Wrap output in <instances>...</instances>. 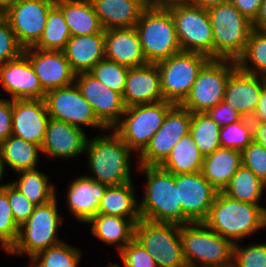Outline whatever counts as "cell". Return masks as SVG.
Instances as JSON below:
<instances>
[{
    "instance_id": "6da1fadb",
    "label": "cell",
    "mask_w": 266,
    "mask_h": 267,
    "mask_svg": "<svg viewBox=\"0 0 266 267\" xmlns=\"http://www.w3.org/2000/svg\"><path fill=\"white\" fill-rule=\"evenodd\" d=\"M146 173L145 193L139 203L141 219L158 223L188 225L191 223L178 203V187L175 186V174L160 166L137 165Z\"/></svg>"
},
{
    "instance_id": "7a4b0ae2",
    "label": "cell",
    "mask_w": 266,
    "mask_h": 267,
    "mask_svg": "<svg viewBox=\"0 0 266 267\" xmlns=\"http://www.w3.org/2000/svg\"><path fill=\"white\" fill-rule=\"evenodd\" d=\"M204 223L233 244L266 228V208L234 200L218 192Z\"/></svg>"
},
{
    "instance_id": "3957f363",
    "label": "cell",
    "mask_w": 266,
    "mask_h": 267,
    "mask_svg": "<svg viewBox=\"0 0 266 267\" xmlns=\"http://www.w3.org/2000/svg\"><path fill=\"white\" fill-rule=\"evenodd\" d=\"M85 152L95 182L106 186L121 185L132 181L130 175V153L132 150L113 131L88 139Z\"/></svg>"
},
{
    "instance_id": "277c9868",
    "label": "cell",
    "mask_w": 266,
    "mask_h": 267,
    "mask_svg": "<svg viewBox=\"0 0 266 267\" xmlns=\"http://www.w3.org/2000/svg\"><path fill=\"white\" fill-rule=\"evenodd\" d=\"M187 267H232L234 244L204 222L180 225Z\"/></svg>"
},
{
    "instance_id": "5b68a950",
    "label": "cell",
    "mask_w": 266,
    "mask_h": 267,
    "mask_svg": "<svg viewBox=\"0 0 266 267\" xmlns=\"http://www.w3.org/2000/svg\"><path fill=\"white\" fill-rule=\"evenodd\" d=\"M213 30V59L235 60L244 53L252 22L231 3L208 9Z\"/></svg>"
},
{
    "instance_id": "8992f818",
    "label": "cell",
    "mask_w": 266,
    "mask_h": 267,
    "mask_svg": "<svg viewBox=\"0 0 266 267\" xmlns=\"http://www.w3.org/2000/svg\"><path fill=\"white\" fill-rule=\"evenodd\" d=\"M148 63H157L182 51L175 22L166 7L147 6L135 26Z\"/></svg>"
},
{
    "instance_id": "52a82bcc",
    "label": "cell",
    "mask_w": 266,
    "mask_h": 267,
    "mask_svg": "<svg viewBox=\"0 0 266 267\" xmlns=\"http://www.w3.org/2000/svg\"><path fill=\"white\" fill-rule=\"evenodd\" d=\"M175 104L159 101L125 108L121 120L112 128L128 147L139 155L163 125L168 111Z\"/></svg>"
},
{
    "instance_id": "ba28073f",
    "label": "cell",
    "mask_w": 266,
    "mask_h": 267,
    "mask_svg": "<svg viewBox=\"0 0 266 267\" xmlns=\"http://www.w3.org/2000/svg\"><path fill=\"white\" fill-rule=\"evenodd\" d=\"M56 199L35 206L28 220L20 226L18 240L8 253L20 256L26 253L31 258L62 242L56 237L58 225L63 223Z\"/></svg>"
},
{
    "instance_id": "9c48e42d",
    "label": "cell",
    "mask_w": 266,
    "mask_h": 267,
    "mask_svg": "<svg viewBox=\"0 0 266 267\" xmlns=\"http://www.w3.org/2000/svg\"><path fill=\"white\" fill-rule=\"evenodd\" d=\"M237 62L209 59L197 74L186 99L180 104L191 113H206L224 100L225 88Z\"/></svg>"
},
{
    "instance_id": "30bf717a",
    "label": "cell",
    "mask_w": 266,
    "mask_h": 267,
    "mask_svg": "<svg viewBox=\"0 0 266 267\" xmlns=\"http://www.w3.org/2000/svg\"><path fill=\"white\" fill-rule=\"evenodd\" d=\"M171 12L182 51L213 59V30L208 10L187 3L166 6Z\"/></svg>"
},
{
    "instance_id": "8fae6325",
    "label": "cell",
    "mask_w": 266,
    "mask_h": 267,
    "mask_svg": "<svg viewBox=\"0 0 266 267\" xmlns=\"http://www.w3.org/2000/svg\"><path fill=\"white\" fill-rule=\"evenodd\" d=\"M134 238L156 261L157 267H187L180 237V225L140 219Z\"/></svg>"
},
{
    "instance_id": "7c38bea8",
    "label": "cell",
    "mask_w": 266,
    "mask_h": 267,
    "mask_svg": "<svg viewBox=\"0 0 266 267\" xmlns=\"http://www.w3.org/2000/svg\"><path fill=\"white\" fill-rule=\"evenodd\" d=\"M209 58L200 53L180 51L156 63L163 99L180 105L188 96L197 74Z\"/></svg>"
},
{
    "instance_id": "4fadbf2b",
    "label": "cell",
    "mask_w": 266,
    "mask_h": 267,
    "mask_svg": "<svg viewBox=\"0 0 266 267\" xmlns=\"http://www.w3.org/2000/svg\"><path fill=\"white\" fill-rule=\"evenodd\" d=\"M45 103L49 117L81 128L80 125L108 130L96 117L89 102L74 83L46 92Z\"/></svg>"
},
{
    "instance_id": "5bb4252c",
    "label": "cell",
    "mask_w": 266,
    "mask_h": 267,
    "mask_svg": "<svg viewBox=\"0 0 266 267\" xmlns=\"http://www.w3.org/2000/svg\"><path fill=\"white\" fill-rule=\"evenodd\" d=\"M55 3L56 0H15L2 14L24 49L33 47L39 41L48 12Z\"/></svg>"
},
{
    "instance_id": "9a60e30c",
    "label": "cell",
    "mask_w": 266,
    "mask_h": 267,
    "mask_svg": "<svg viewBox=\"0 0 266 267\" xmlns=\"http://www.w3.org/2000/svg\"><path fill=\"white\" fill-rule=\"evenodd\" d=\"M192 113L175 104L167 113L163 125L153 135L149 145L138 156V165L160 166L177 142L189 133Z\"/></svg>"
},
{
    "instance_id": "2e32d148",
    "label": "cell",
    "mask_w": 266,
    "mask_h": 267,
    "mask_svg": "<svg viewBox=\"0 0 266 267\" xmlns=\"http://www.w3.org/2000/svg\"><path fill=\"white\" fill-rule=\"evenodd\" d=\"M178 203L191 223L204 222L218 191L204 178L201 171L175 175Z\"/></svg>"
},
{
    "instance_id": "e0dca14e",
    "label": "cell",
    "mask_w": 266,
    "mask_h": 267,
    "mask_svg": "<svg viewBox=\"0 0 266 267\" xmlns=\"http://www.w3.org/2000/svg\"><path fill=\"white\" fill-rule=\"evenodd\" d=\"M75 84L91 105L98 120L108 130L121 120L126 107L120 93L104 86L88 72L76 74Z\"/></svg>"
},
{
    "instance_id": "ac0fdd59",
    "label": "cell",
    "mask_w": 266,
    "mask_h": 267,
    "mask_svg": "<svg viewBox=\"0 0 266 267\" xmlns=\"http://www.w3.org/2000/svg\"><path fill=\"white\" fill-rule=\"evenodd\" d=\"M39 82L45 92L75 83L76 73L72 70L63 51L25 48Z\"/></svg>"
},
{
    "instance_id": "d6986e66",
    "label": "cell",
    "mask_w": 266,
    "mask_h": 267,
    "mask_svg": "<svg viewBox=\"0 0 266 267\" xmlns=\"http://www.w3.org/2000/svg\"><path fill=\"white\" fill-rule=\"evenodd\" d=\"M0 86L12 100L44 99L46 95L24 53L0 66Z\"/></svg>"
},
{
    "instance_id": "ffe728a7",
    "label": "cell",
    "mask_w": 266,
    "mask_h": 267,
    "mask_svg": "<svg viewBox=\"0 0 266 267\" xmlns=\"http://www.w3.org/2000/svg\"><path fill=\"white\" fill-rule=\"evenodd\" d=\"M49 115L44 99L12 100V135L41 147Z\"/></svg>"
},
{
    "instance_id": "44dd1931",
    "label": "cell",
    "mask_w": 266,
    "mask_h": 267,
    "mask_svg": "<svg viewBox=\"0 0 266 267\" xmlns=\"http://www.w3.org/2000/svg\"><path fill=\"white\" fill-rule=\"evenodd\" d=\"M83 130L50 117L41 152L51 158H75L86 150L88 138Z\"/></svg>"
},
{
    "instance_id": "7402d4cb",
    "label": "cell",
    "mask_w": 266,
    "mask_h": 267,
    "mask_svg": "<svg viewBox=\"0 0 266 267\" xmlns=\"http://www.w3.org/2000/svg\"><path fill=\"white\" fill-rule=\"evenodd\" d=\"M122 99L126 108L164 100L160 74L155 63L128 69Z\"/></svg>"
},
{
    "instance_id": "603a6c76",
    "label": "cell",
    "mask_w": 266,
    "mask_h": 267,
    "mask_svg": "<svg viewBox=\"0 0 266 267\" xmlns=\"http://www.w3.org/2000/svg\"><path fill=\"white\" fill-rule=\"evenodd\" d=\"M263 77L242 71H232L225 88L224 101L246 118H251L264 87Z\"/></svg>"
},
{
    "instance_id": "cb8c5ba5",
    "label": "cell",
    "mask_w": 266,
    "mask_h": 267,
    "mask_svg": "<svg viewBox=\"0 0 266 267\" xmlns=\"http://www.w3.org/2000/svg\"><path fill=\"white\" fill-rule=\"evenodd\" d=\"M105 31V58L128 68L147 64L135 27Z\"/></svg>"
},
{
    "instance_id": "d4e9b609",
    "label": "cell",
    "mask_w": 266,
    "mask_h": 267,
    "mask_svg": "<svg viewBox=\"0 0 266 267\" xmlns=\"http://www.w3.org/2000/svg\"><path fill=\"white\" fill-rule=\"evenodd\" d=\"M106 187L87 176L71 182L67 191V207L79 222L87 223L97 214Z\"/></svg>"
},
{
    "instance_id": "484cf974",
    "label": "cell",
    "mask_w": 266,
    "mask_h": 267,
    "mask_svg": "<svg viewBox=\"0 0 266 267\" xmlns=\"http://www.w3.org/2000/svg\"><path fill=\"white\" fill-rule=\"evenodd\" d=\"M62 51L76 74L89 72L105 58V31L91 35L71 36Z\"/></svg>"
},
{
    "instance_id": "4316f807",
    "label": "cell",
    "mask_w": 266,
    "mask_h": 267,
    "mask_svg": "<svg viewBox=\"0 0 266 267\" xmlns=\"http://www.w3.org/2000/svg\"><path fill=\"white\" fill-rule=\"evenodd\" d=\"M90 1L104 30L135 27L147 7L144 0Z\"/></svg>"
},
{
    "instance_id": "83f0119b",
    "label": "cell",
    "mask_w": 266,
    "mask_h": 267,
    "mask_svg": "<svg viewBox=\"0 0 266 267\" xmlns=\"http://www.w3.org/2000/svg\"><path fill=\"white\" fill-rule=\"evenodd\" d=\"M241 165L242 152L220 147L204 157L201 173L218 192H222Z\"/></svg>"
},
{
    "instance_id": "f1b7e54d",
    "label": "cell",
    "mask_w": 266,
    "mask_h": 267,
    "mask_svg": "<svg viewBox=\"0 0 266 267\" xmlns=\"http://www.w3.org/2000/svg\"><path fill=\"white\" fill-rule=\"evenodd\" d=\"M140 219L96 214L86 224H92L91 232L107 245H117L120 252L135 236V224Z\"/></svg>"
},
{
    "instance_id": "f546056e",
    "label": "cell",
    "mask_w": 266,
    "mask_h": 267,
    "mask_svg": "<svg viewBox=\"0 0 266 267\" xmlns=\"http://www.w3.org/2000/svg\"><path fill=\"white\" fill-rule=\"evenodd\" d=\"M71 36L101 33L104 29L90 0H56Z\"/></svg>"
},
{
    "instance_id": "4dcf8cb0",
    "label": "cell",
    "mask_w": 266,
    "mask_h": 267,
    "mask_svg": "<svg viewBox=\"0 0 266 267\" xmlns=\"http://www.w3.org/2000/svg\"><path fill=\"white\" fill-rule=\"evenodd\" d=\"M97 213L129 219H141L139 203L137 202L132 181L121 185L107 186Z\"/></svg>"
},
{
    "instance_id": "1f68e13d",
    "label": "cell",
    "mask_w": 266,
    "mask_h": 267,
    "mask_svg": "<svg viewBox=\"0 0 266 267\" xmlns=\"http://www.w3.org/2000/svg\"><path fill=\"white\" fill-rule=\"evenodd\" d=\"M39 152H41L39 145L14 135H10L0 143V154L4 167L9 166L15 172L36 169Z\"/></svg>"
},
{
    "instance_id": "d6a6232c",
    "label": "cell",
    "mask_w": 266,
    "mask_h": 267,
    "mask_svg": "<svg viewBox=\"0 0 266 267\" xmlns=\"http://www.w3.org/2000/svg\"><path fill=\"white\" fill-rule=\"evenodd\" d=\"M204 156L196 146L190 133L183 136L172 148L161 168L172 174L196 173L201 171Z\"/></svg>"
},
{
    "instance_id": "836d02e7",
    "label": "cell",
    "mask_w": 266,
    "mask_h": 267,
    "mask_svg": "<svg viewBox=\"0 0 266 267\" xmlns=\"http://www.w3.org/2000/svg\"><path fill=\"white\" fill-rule=\"evenodd\" d=\"M266 184L243 164L222 191L226 196L249 204H259Z\"/></svg>"
},
{
    "instance_id": "e575fe53",
    "label": "cell",
    "mask_w": 266,
    "mask_h": 267,
    "mask_svg": "<svg viewBox=\"0 0 266 267\" xmlns=\"http://www.w3.org/2000/svg\"><path fill=\"white\" fill-rule=\"evenodd\" d=\"M19 180L10 182L36 206L46 204L56 197V188L49 184L48 176L37 169L19 171Z\"/></svg>"
},
{
    "instance_id": "d590c367",
    "label": "cell",
    "mask_w": 266,
    "mask_h": 267,
    "mask_svg": "<svg viewBox=\"0 0 266 267\" xmlns=\"http://www.w3.org/2000/svg\"><path fill=\"white\" fill-rule=\"evenodd\" d=\"M71 37L62 11L54 5L48 12L45 28L33 46L41 50L62 51Z\"/></svg>"
},
{
    "instance_id": "8d00e7d4",
    "label": "cell",
    "mask_w": 266,
    "mask_h": 267,
    "mask_svg": "<svg viewBox=\"0 0 266 267\" xmlns=\"http://www.w3.org/2000/svg\"><path fill=\"white\" fill-rule=\"evenodd\" d=\"M236 62L242 71L259 77L266 76V30L251 31L246 49Z\"/></svg>"
},
{
    "instance_id": "74e56055",
    "label": "cell",
    "mask_w": 266,
    "mask_h": 267,
    "mask_svg": "<svg viewBox=\"0 0 266 267\" xmlns=\"http://www.w3.org/2000/svg\"><path fill=\"white\" fill-rule=\"evenodd\" d=\"M220 128L207 113H192L189 133L204 157L221 147Z\"/></svg>"
},
{
    "instance_id": "f35d334b",
    "label": "cell",
    "mask_w": 266,
    "mask_h": 267,
    "mask_svg": "<svg viewBox=\"0 0 266 267\" xmlns=\"http://www.w3.org/2000/svg\"><path fill=\"white\" fill-rule=\"evenodd\" d=\"M60 242L30 258L29 267H77L80 261V249Z\"/></svg>"
},
{
    "instance_id": "ab89813d",
    "label": "cell",
    "mask_w": 266,
    "mask_h": 267,
    "mask_svg": "<svg viewBox=\"0 0 266 267\" xmlns=\"http://www.w3.org/2000/svg\"><path fill=\"white\" fill-rule=\"evenodd\" d=\"M221 147L242 152L253 141V123L250 118L228 124L220 128Z\"/></svg>"
},
{
    "instance_id": "60d3db41",
    "label": "cell",
    "mask_w": 266,
    "mask_h": 267,
    "mask_svg": "<svg viewBox=\"0 0 266 267\" xmlns=\"http://www.w3.org/2000/svg\"><path fill=\"white\" fill-rule=\"evenodd\" d=\"M128 67L106 58L99 61L88 73L104 86L123 95Z\"/></svg>"
},
{
    "instance_id": "b9f144b4",
    "label": "cell",
    "mask_w": 266,
    "mask_h": 267,
    "mask_svg": "<svg viewBox=\"0 0 266 267\" xmlns=\"http://www.w3.org/2000/svg\"><path fill=\"white\" fill-rule=\"evenodd\" d=\"M20 227L16 224L7 193L0 190V243L9 252L18 240Z\"/></svg>"
},
{
    "instance_id": "7bdbcfd3",
    "label": "cell",
    "mask_w": 266,
    "mask_h": 267,
    "mask_svg": "<svg viewBox=\"0 0 266 267\" xmlns=\"http://www.w3.org/2000/svg\"><path fill=\"white\" fill-rule=\"evenodd\" d=\"M232 267H266V243L250 244L247 247L235 243Z\"/></svg>"
},
{
    "instance_id": "ee69618b",
    "label": "cell",
    "mask_w": 266,
    "mask_h": 267,
    "mask_svg": "<svg viewBox=\"0 0 266 267\" xmlns=\"http://www.w3.org/2000/svg\"><path fill=\"white\" fill-rule=\"evenodd\" d=\"M23 51L8 20L0 15V66L19 57Z\"/></svg>"
},
{
    "instance_id": "f6af8a7d",
    "label": "cell",
    "mask_w": 266,
    "mask_h": 267,
    "mask_svg": "<svg viewBox=\"0 0 266 267\" xmlns=\"http://www.w3.org/2000/svg\"><path fill=\"white\" fill-rule=\"evenodd\" d=\"M124 267H157L155 258L135 238L120 252ZM120 267L118 264H113Z\"/></svg>"
},
{
    "instance_id": "bcb514c9",
    "label": "cell",
    "mask_w": 266,
    "mask_h": 267,
    "mask_svg": "<svg viewBox=\"0 0 266 267\" xmlns=\"http://www.w3.org/2000/svg\"><path fill=\"white\" fill-rule=\"evenodd\" d=\"M3 190L7 193L13 218L16 224L20 227L28 220V218L34 212L36 205L30 202L11 183H6Z\"/></svg>"
},
{
    "instance_id": "7dc6e473",
    "label": "cell",
    "mask_w": 266,
    "mask_h": 267,
    "mask_svg": "<svg viewBox=\"0 0 266 267\" xmlns=\"http://www.w3.org/2000/svg\"><path fill=\"white\" fill-rule=\"evenodd\" d=\"M242 164L266 184V149L252 141L242 151Z\"/></svg>"
},
{
    "instance_id": "c3c4849f",
    "label": "cell",
    "mask_w": 266,
    "mask_h": 267,
    "mask_svg": "<svg viewBox=\"0 0 266 267\" xmlns=\"http://www.w3.org/2000/svg\"><path fill=\"white\" fill-rule=\"evenodd\" d=\"M211 119H213L220 127L240 121L244 118L233 107L224 100L218 103L212 109L206 112Z\"/></svg>"
},
{
    "instance_id": "681fc988",
    "label": "cell",
    "mask_w": 266,
    "mask_h": 267,
    "mask_svg": "<svg viewBox=\"0 0 266 267\" xmlns=\"http://www.w3.org/2000/svg\"><path fill=\"white\" fill-rule=\"evenodd\" d=\"M12 135V99L0 98V143Z\"/></svg>"
},
{
    "instance_id": "f907efd6",
    "label": "cell",
    "mask_w": 266,
    "mask_h": 267,
    "mask_svg": "<svg viewBox=\"0 0 266 267\" xmlns=\"http://www.w3.org/2000/svg\"><path fill=\"white\" fill-rule=\"evenodd\" d=\"M263 0H231L240 13L253 22L259 12Z\"/></svg>"
},
{
    "instance_id": "816d5d0a",
    "label": "cell",
    "mask_w": 266,
    "mask_h": 267,
    "mask_svg": "<svg viewBox=\"0 0 266 267\" xmlns=\"http://www.w3.org/2000/svg\"><path fill=\"white\" fill-rule=\"evenodd\" d=\"M252 123L266 121V87L264 86L256 110L251 116Z\"/></svg>"
},
{
    "instance_id": "f5cc1de1",
    "label": "cell",
    "mask_w": 266,
    "mask_h": 267,
    "mask_svg": "<svg viewBox=\"0 0 266 267\" xmlns=\"http://www.w3.org/2000/svg\"><path fill=\"white\" fill-rule=\"evenodd\" d=\"M253 140L266 149V121L253 123Z\"/></svg>"
},
{
    "instance_id": "db71d44e",
    "label": "cell",
    "mask_w": 266,
    "mask_h": 267,
    "mask_svg": "<svg viewBox=\"0 0 266 267\" xmlns=\"http://www.w3.org/2000/svg\"><path fill=\"white\" fill-rule=\"evenodd\" d=\"M252 24L254 29L266 30V0L262 1L258 15Z\"/></svg>"
},
{
    "instance_id": "11a10c76",
    "label": "cell",
    "mask_w": 266,
    "mask_h": 267,
    "mask_svg": "<svg viewBox=\"0 0 266 267\" xmlns=\"http://www.w3.org/2000/svg\"><path fill=\"white\" fill-rule=\"evenodd\" d=\"M230 1L231 0H188V3L208 10L211 7L218 6L223 3H228Z\"/></svg>"
},
{
    "instance_id": "9f6ffc18",
    "label": "cell",
    "mask_w": 266,
    "mask_h": 267,
    "mask_svg": "<svg viewBox=\"0 0 266 267\" xmlns=\"http://www.w3.org/2000/svg\"><path fill=\"white\" fill-rule=\"evenodd\" d=\"M147 6L166 7L175 3H187L188 0H144Z\"/></svg>"
},
{
    "instance_id": "6f0895ef",
    "label": "cell",
    "mask_w": 266,
    "mask_h": 267,
    "mask_svg": "<svg viewBox=\"0 0 266 267\" xmlns=\"http://www.w3.org/2000/svg\"><path fill=\"white\" fill-rule=\"evenodd\" d=\"M14 2L15 0H0V15H2Z\"/></svg>"
},
{
    "instance_id": "680465c9",
    "label": "cell",
    "mask_w": 266,
    "mask_h": 267,
    "mask_svg": "<svg viewBox=\"0 0 266 267\" xmlns=\"http://www.w3.org/2000/svg\"><path fill=\"white\" fill-rule=\"evenodd\" d=\"M4 170H5V167H4V163H3L2 159H1V154H0V181H1L2 177H3V175H4L3 174ZM5 185L6 184H2V185L0 184V190L3 189Z\"/></svg>"
},
{
    "instance_id": "91938a15",
    "label": "cell",
    "mask_w": 266,
    "mask_h": 267,
    "mask_svg": "<svg viewBox=\"0 0 266 267\" xmlns=\"http://www.w3.org/2000/svg\"><path fill=\"white\" fill-rule=\"evenodd\" d=\"M263 81H264V85H265V87H266V76L263 77Z\"/></svg>"
},
{
    "instance_id": "94428289",
    "label": "cell",
    "mask_w": 266,
    "mask_h": 267,
    "mask_svg": "<svg viewBox=\"0 0 266 267\" xmlns=\"http://www.w3.org/2000/svg\"><path fill=\"white\" fill-rule=\"evenodd\" d=\"M107 267H115V266H114L113 264L110 263Z\"/></svg>"
}]
</instances>
